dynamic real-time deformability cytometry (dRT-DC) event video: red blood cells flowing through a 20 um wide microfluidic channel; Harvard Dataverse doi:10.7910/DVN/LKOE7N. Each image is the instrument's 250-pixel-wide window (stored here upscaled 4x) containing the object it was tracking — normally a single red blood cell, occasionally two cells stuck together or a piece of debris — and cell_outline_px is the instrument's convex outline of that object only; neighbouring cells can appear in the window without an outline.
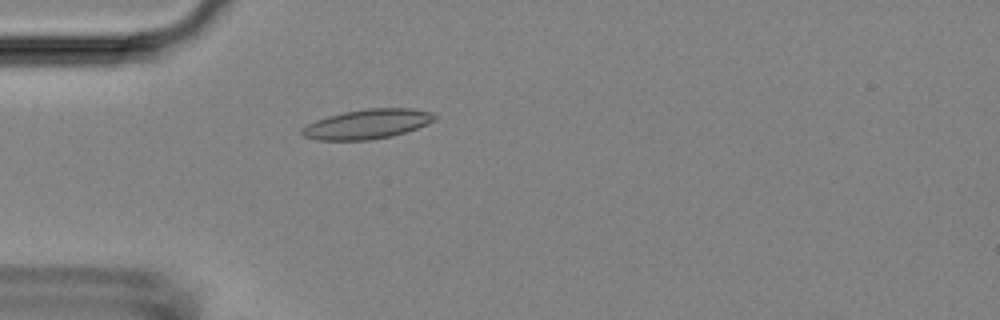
{"species": "Egyptian fruit bat (a non-hibernating species)", "species_latin": "Rousettus aegyptiacus", "temperature_condition": "room temperature", "stored_images_in_passage": 54, "camera_frame_rate_fps": 3000, "um_per_image_px": 0.085, "animal": {"sex": "female"}, "frame": {"image": 1, "passage_image": 16, "time_ms": 5.0, "image_size_px": [1000, 320], "cell_outline_px": [[436, 120], [428, 124], [392, 136], [368, 140], [316, 140], [304, 136], [300, 132], [300, 128], [316, 120], [328, 116], [344, 112], [368, 108], [412, 108], [432, 112], [436, 116]], "centroid_in_image_um": [31.22, 10.54], "position_along_channel_um": 53.8, "area_um2": 22.89}}
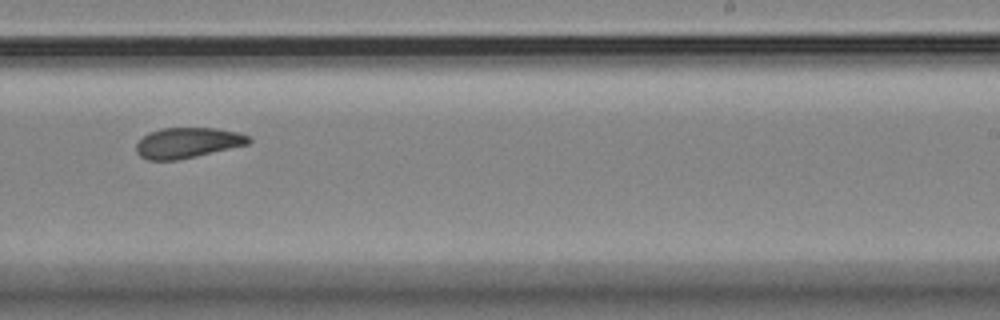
{"frame": {"image": 2, "passage_image": 34, "time_ms": 11.0, "image_size_px": [1000, 320], "cell_outline_px": [[252, 140], [248, 144], [196, 156], [176, 160], [148, 160], [140, 156], [136, 152], [136, 144], [148, 132], [160, 128], [216, 128], [240, 132], [248, 136]], "centroid_in_image_um": [15.93, 12.13], "position_along_channel_um": 273.1, "area_um2": 19.94}}
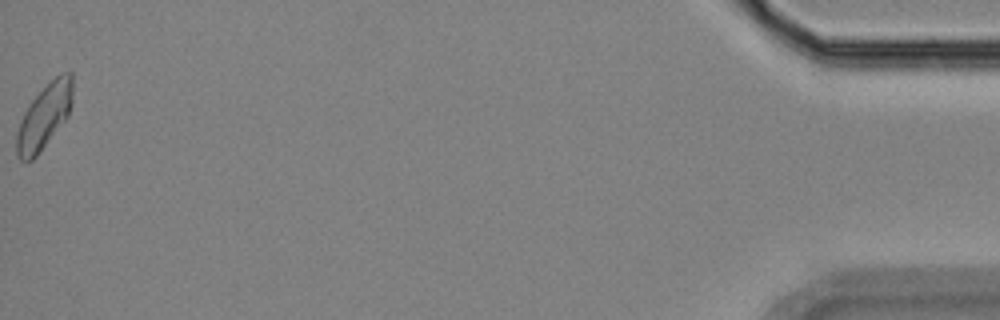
{"frame": {"image": 3, "passage_image": 54, "time_ms": 17.667, "image_size_px": [1000, 320], "cell_outline_px": [[72, 100], [68, 116], [36, 156], [32, 160], [20, 160], [16, 156], [16, 136], [20, 120], [28, 104], [60, 72], [72, 72]], "centroid_in_image_um": [3.75, 9.9], "position_along_channel_um": 431.4, "area_um2": 20.81}, "authors_computed_cell_mechanics": {"area_um2": 20.8369, "velocity_mm_per_s": 3.7768, "shape_relaxation_time_tau1_ms": null, "shape_relaxation_time_tau2_ms": 2.5213, "deformation_change_tau1": null, "deformation_change_tau2": 0.0769}}